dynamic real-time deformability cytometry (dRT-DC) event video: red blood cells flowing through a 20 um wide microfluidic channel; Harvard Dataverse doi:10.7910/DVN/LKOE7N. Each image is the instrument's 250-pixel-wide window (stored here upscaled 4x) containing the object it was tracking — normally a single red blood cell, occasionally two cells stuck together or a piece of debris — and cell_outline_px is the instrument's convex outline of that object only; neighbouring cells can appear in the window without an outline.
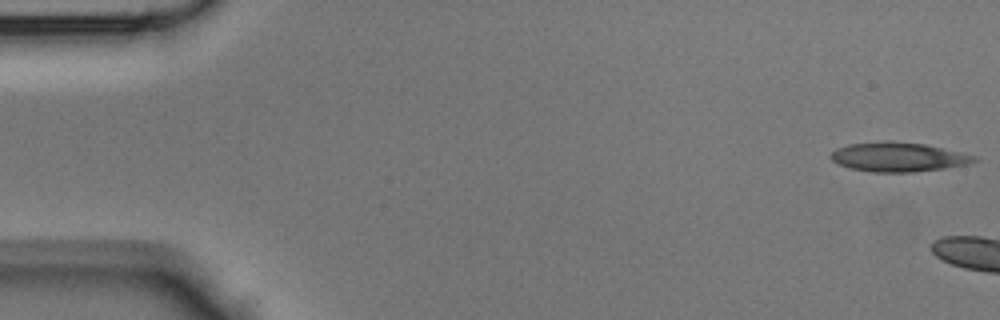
{"species": "Egyptian fruit bat (a non-hibernating species)", "species_latin": "Rousettus aegyptiacus", "temperature_condition": "room temperature", "stored_images_in_passage": 6, "camera_frame_rate_fps": 3000, "um_per_image_px": 0.085, "animal": {"sex": "male"}, "frame": {"image": 1, "passage_image": 1, "time_ms": 0.0, "image_size_px": [1000, 320], "cell_outline_px": [[980, 160], [972, 164], [944, 168], [912, 172], [872, 172], [848, 168], [836, 164], [828, 156], [836, 148], [848, 144], [888, 140], [924, 144], [960, 152], [976, 156]], "centroid_in_image_um": [76.33, 13.34], "position_along_channel_um": 8.7, "area_um2": 24.8}}